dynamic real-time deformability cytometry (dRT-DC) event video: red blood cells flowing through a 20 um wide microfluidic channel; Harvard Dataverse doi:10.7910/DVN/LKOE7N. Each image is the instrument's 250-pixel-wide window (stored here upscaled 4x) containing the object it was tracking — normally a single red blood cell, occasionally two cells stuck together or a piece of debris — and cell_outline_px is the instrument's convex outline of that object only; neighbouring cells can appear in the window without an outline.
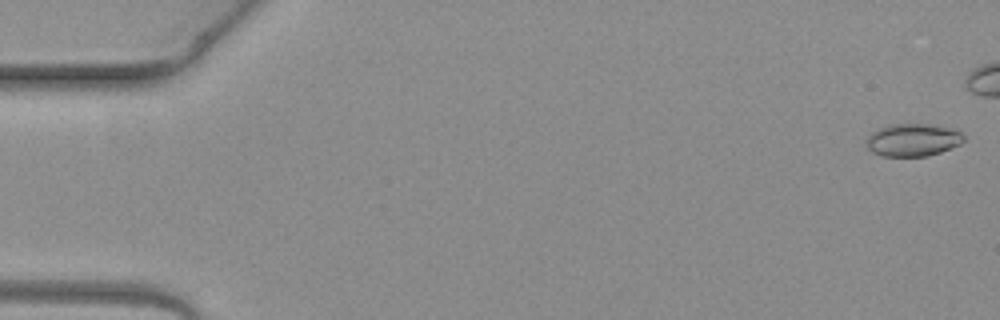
{"species": "common noctule bat (a hibernating species)", "species_latin": "Nyctalus noctula", "temperature_condition": "warm", "stored_images_in_passage": 3, "camera_frame_rate_fps": 3000, "um_per_image_px": 0.085, "animal": {"sex": "female", "body_mass_g": 19.3, "forearm_length_mm": 54.1}, "frame": {"image": 1, "passage_image": 1, "time_ms": 0.0, "image_size_px": [1000, 320], "cell_outline_px": [[964, 140], [960, 144], [940, 152], [928, 156], [884, 156], [872, 152], [868, 148], [864, 140], [872, 132], [888, 124], [928, 124], [960, 132], [964, 136]], "centroid_in_image_um": [77.54, 11.9], "position_along_channel_um": 7.5, "area_um2": 18.32}}